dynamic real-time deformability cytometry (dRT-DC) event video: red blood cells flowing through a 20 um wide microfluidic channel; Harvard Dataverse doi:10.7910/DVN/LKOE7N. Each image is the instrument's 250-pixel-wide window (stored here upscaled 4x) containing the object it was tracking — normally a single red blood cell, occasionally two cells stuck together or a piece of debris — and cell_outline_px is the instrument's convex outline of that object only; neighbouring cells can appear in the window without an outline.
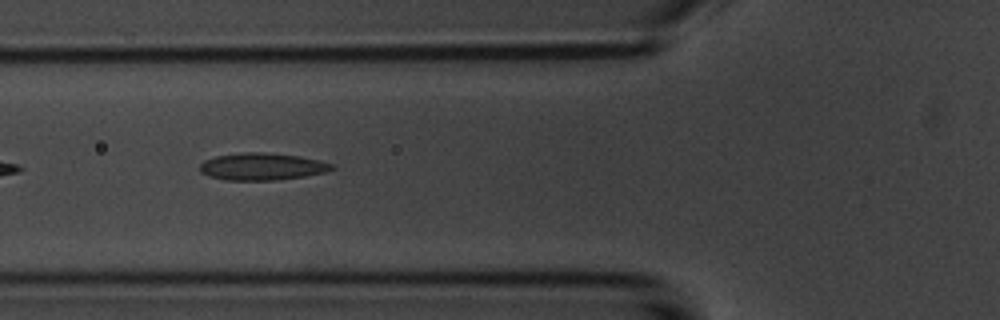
{"species": "common noctule bat (a hibernating species)", "species_latin": "Nyctalus noctula", "temperature_condition": "room temperature", "stored_images_in_passage": 8, "camera_frame_rate_fps": 3000, "um_per_image_px": 0.085, "animal": {"sex": "male", "body_mass_g": 20.1, "forearm_length_mm": 53.5}, "frame": {"image": 1, "passage_image": 4, "time_ms": 4.333, "image_size_px": [1000, 320], "cell_outline_px": [[336, 168], [324, 172], [304, 176], [276, 180], [224, 180], [208, 176], [200, 172], [200, 164], [204, 160], [216, 156], [244, 152], [264, 152], [296, 156], [316, 160], [332, 164]], "centroid_in_image_um": [22.21, 14.16], "position_along_channel_um": 103.6, "area_um2": 20.69}}
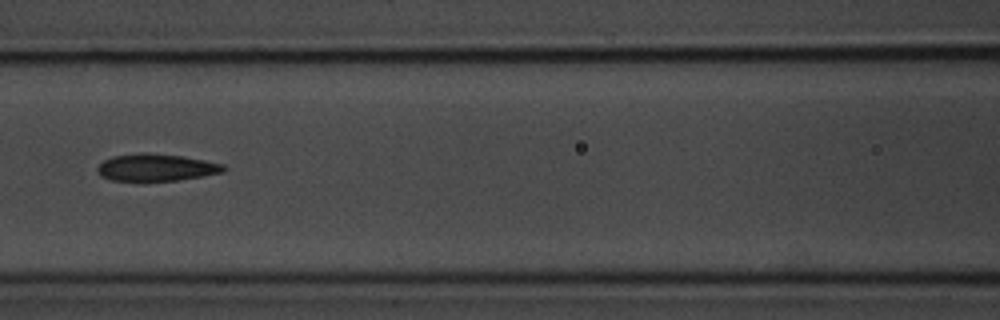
{"frame": {"image": 2, "passage_image": 5, "time_ms": 5.667, "image_size_px": [1000, 320], "cell_outline_px": [[228, 168], [224, 172], [204, 176], [176, 180], [112, 180], [100, 176], [96, 168], [104, 160], [112, 156], [136, 152], [148, 152], [184, 156], [224, 164]], "centroid_in_image_um": [13.3, 14.21], "position_along_channel_um": 153.3, "area_um2": 20.11}}
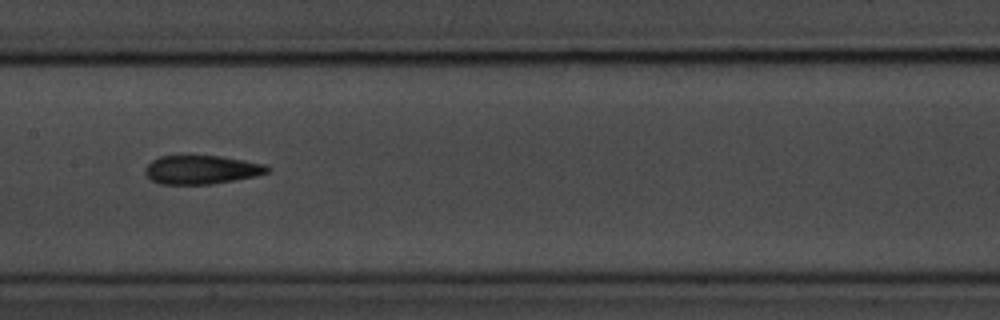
{"frame": {"image": 3, "passage_image": 6, "time_ms": 6.667, "image_size_px": [1000, 320], "cell_outline_px": [[272, 168], [268, 172], [256, 176], [212, 184], [160, 184], [152, 180], [144, 172], [144, 168], [152, 160], [160, 156], [220, 156], [244, 160], [264, 164]], "centroid_in_image_um": [17.13, 14.43], "position_along_channel_um": 190.3, "area_um2": 20.4}}